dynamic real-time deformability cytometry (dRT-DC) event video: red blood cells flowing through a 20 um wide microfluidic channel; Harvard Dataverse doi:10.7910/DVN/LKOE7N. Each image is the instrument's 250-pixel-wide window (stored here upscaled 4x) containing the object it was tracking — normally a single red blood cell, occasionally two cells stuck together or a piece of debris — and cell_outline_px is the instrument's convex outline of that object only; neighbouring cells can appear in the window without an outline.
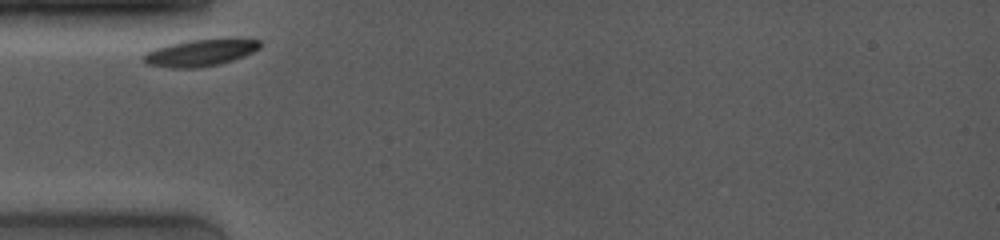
{"species": "common noctule bat (a hibernating species)", "species_latin": "Nyctalus noctula", "temperature_condition": "room temperature", "stored_images_in_passage": 32, "camera_frame_rate_fps": 4000, "um_per_image_px": 0.085, "animal": {"sex": "female", "body_mass_g": 19.0, "forearm_length_mm": 53.3}, "frame": {"image": 1, "passage_image": 1, "time_ms": 0.0, "image_size_px": [1000, 240], "cell_outline_px": [[260, 48], [244, 56], [232, 60], [216, 64], [196, 68], [172, 68], [148, 64], [144, 60], [144, 56], [148, 52], [156, 48], [168, 44], [188, 40], [228, 36], [236, 36], [260, 40]], "centroid_in_image_um": [17.13, 4.42], "position_along_channel_um": 67.9, "area_um2": 18.61}}
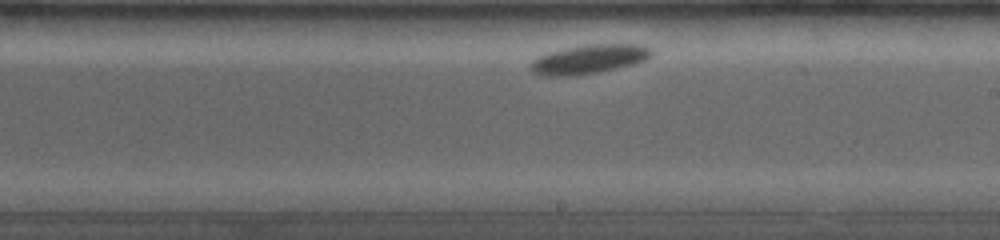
{"frame": {"image": 2, "passage_image": 18, "time_ms": 5.0, "image_size_px": [1000, 240], "cell_outline_px": [[652, 56], [644, 60], [632, 64], [616, 68], [576, 76], [544, 76], [532, 72], [532, 60], [548, 52], [564, 48], [588, 44], [640, 44], [652, 48]], "centroid_in_image_um": [50.08, 5.02], "position_along_channel_um": 238.9, "area_um2": 20.4}}
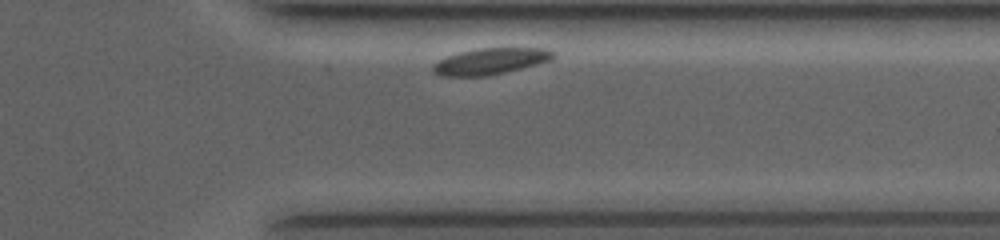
{"frame": {"image": 3, "passage_image": 30, "time_ms": 8.75, "image_size_px": [1000, 240], "cell_outline_px": [[556, 56], [552, 60], [488, 76], [440, 76], [432, 72], [432, 64], [448, 56], [460, 52], [480, 48], [548, 48], [556, 52]], "centroid_in_image_um": [41.71, 5.2], "position_along_channel_um": 369.7, "area_um2": 18.44}}